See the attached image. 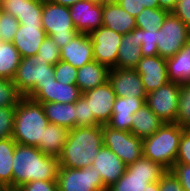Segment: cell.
Masks as SVG:
<instances>
[{"mask_svg":"<svg viewBox=\"0 0 190 191\" xmlns=\"http://www.w3.org/2000/svg\"><path fill=\"white\" fill-rule=\"evenodd\" d=\"M82 96V92L76 84H63L57 80L48 83H38L26 95L39 103H75Z\"/></svg>","mask_w":190,"mask_h":191,"instance_id":"obj_13","label":"cell"},{"mask_svg":"<svg viewBox=\"0 0 190 191\" xmlns=\"http://www.w3.org/2000/svg\"><path fill=\"white\" fill-rule=\"evenodd\" d=\"M159 7L168 12H172L178 2V0H158Z\"/></svg>","mask_w":190,"mask_h":191,"instance_id":"obj_48","label":"cell"},{"mask_svg":"<svg viewBox=\"0 0 190 191\" xmlns=\"http://www.w3.org/2000/svg\"><path fill=\"white\" fill-rule=\"evenodd\" d=\"M184 130L177 123H164L153 135L143 139V155L166 170H171Z\"/></svg>","mask_w":190,"mask_h":191,"instance_id":"obj_4","label":"cell"},{"mask_svg":"<svg viewBox=\"0 0 190 191\" xmlns=\"http://www.w3.org/2000/svg\"><path fill=\"white\" fill-rule=\"evenodd\" d=\"M100 173L103 184L108 188L123 175L127 165L104 145L96 155L92 165Z\"/></svg>","mask_w":190,"mask_h":191,"instance_id":"obj_18","label":"cell"},{"mask_svg":"<svg viewBox=\"0 0 190 191\" xmlns=\"http://www.w3.org/2000/svg\"><path fill=\"white\" fill-rule=\"evenodd\" d=\"M171 170L179 179L184 191H190V165L174 164Z\"/></svg>","mask_w":190,"mask_h":191,"instance_id":"obj_44","label":"cell"},{"mask_svg":"<svg viewBox=\"0 0 190 191\" xmlns=\"http://www.w3.org/2000/svg\"><path fill=\"white\" fill-rule=\"evenodd\" d=\"M103 145L102 125L75 127L68 132L59 167H90Z\"/></svg>","mask_w":190,"mask_h":191,"instance_id":"obj_1","label":"cell"},{"mask_svg":"<svg viewBox=\"0 0 190 191\" xmlns=\"http://www.w3.org/2000/svg\"><path fill=\"white\" fill-rule=\"evenodd\" d=\"M120 7L133 17H137L143 10L142 0H115Z\"/></svg>","mask_w":190,"mask_h":191,"instance_id":"obj_46","label":"cell"},{"mask_svg":"<svg viewBox=\"0 0 190 191\" xmlns=\"http://www.w3.org/2000/svg\"><path fill=\"white\" fill-rule=\"evenodd\" d=\"M77 70L70 63L60 60L54 65V77L63 84H76Z\"/></svg>","mask_w":190,"mask_h":191,"instance_id":"obj_38","label":"cell"},{"mask_svg":"<svg viewBox=\"0 0 190 191\" xmlns=\"http://www.w3.org/2000/svg\"><path fill=\"white\" fill-rule=\"evenodd\" d=\"M49 2L55 3V4H60L62 6H68L70 7L71 5H74L80 0H47Z\"/></svg>","mask_w":190,"mask_h":191,"instance_id":"obj_49","label":"cell"},{"mask_svg":"<svg viewBox=\"0 0 190 191\" xmlns=\"http://www.w3.org/2000/svg\"><path fill=\"white\" fill-rule=\"evenodd\" d=\"M20 23L17 18L1 10L0 12V36L3 42H12L18 31Z\"/></svg>","mask_w":190,"mask_h":191,"instance_id":"obj_37","label":"cell"},{"mask_svg":"<svg viewBox=\"0 0 190 191\" xmlns=\"http://www.w3.org/2000/svg\"><path fill=\"white\" fill-rule=\"evenodd\" d=\"M60 60L80 68L94 60L92 39L89 34L78 33L70 42L60 49Z\"/></svg>","mask_w":190,"mask_h":191,"instance_id":"obj_19","label":"cell"},{"mask_svg":"<svg viewBox=\"0 0 190 191\" xmlns=\"http://www.w3.org/2000/svg\"><path fill=\"white\" fill-rule=\"evenodd\" d=\"M159 191H184L172 170H166L159 180Z\"/></svg>","mask_w":190,"mask_h":191,"instance_id":"obj_42","label":"cell"},{"mask_svg":"<svg viewBox=\"0 0 190 191\" xmlns=\"http://www.w3.org/2000/svg\"><path fill=\"white\" fill-rule=\"evenodd\" d=\"M48 123L42 103L23 96L15 108L12 139L17 144L38 147Z\"/></svg>","mask_w":190,"mask_h":191,"instance_id":"obj_3","label":"cell"},{"mask_svg":"<svg viewBox=\"0 0 190 191\" xmlns=\"http://www.w3.org/2000/svg\"><path fill=\"white\" fill-rule=\"evenodd\" d=\"M144 8H160L158 0H142Z\"/></svg>","mask_w":190,"mask_h":191,"instance_id":"obj_50","label":"cell"},{"mask_svg":"<svg viewBox=\"0 0 190 191\" xmlns=\"http://www.w3.org/2000/svg\"><path fill=\"white\" fill-rule=\"evenodd\" d=\"M141 41L138 40L137 27L127 34L123 35L118 51L117 68L134 69L140 59Z\"/></svg>","mask_w":190,"mask_h":191,"instance_id":"obj_24","label":"cell"},{"mask_svg":"<svg viewBox=\"0 0 190 191\" xmlns=\"http://www.w3.org/2000/svg\"><path fill=\"white\" fill-rule=\"evenodd\" d=\"M109 71L107 66L93 60L78 68L76 85L82 93L101 86L108 81Z\"/></svg>","mask_w":190,"mask_h":191,"instance_id":"obj_23","label":"cell"},{"mask_svg":"<svg viewBox=\"0 0 190 191\" xmlns=\"http://www.w3.org/2000/svg\"><path fill=\"white\" fill-rule=\"evenodd\" d=\"M21 187L24 191H58L57 180H34Z\"/></svg>","mask_w":190,"mask_h":191,"instance_id":"obj_43","label":"cell"},{"mask_svg":"<svg viewBox=\"0 0 190 191\" xmlns=\"http://www.w3.org/2000/svg\"><path fill=\"white\" fill-rule=\"evenodd\" d=\"M1 191H24V190L21 186L9 185V186H3Z\"/></svg>","mask_w":190,"mask_h":191,"instance_id":"obj_51","label":"cell"},{"mask_svg":"<svg viewBox=\"0 0 190 191\" xmlns=\"http://www.w3.org/2000/svg\"><path fill=\"white\" fill-rule=\"evenodd\" d=\"M12 169L13 186L34 180H56L59 160L42 153L37 147L16 143Z\"/></svg>","mask_w":190,"mask_h":191,"instance_id":"obj_2","label":"cell"},{"mask_svg":"<svg viewBox=\"0 0 190 191\" xmlns=\"http://www.w3.org/2000/svg\"><path fill=\"white\" fill-rule=\"evenodd\" d=\"M69 8L72 21L79 33L90 34L102 26L103 2L82 0Z\"/></svg>","mask_w":190,"mask_h":191,"instance_id":"obj_14","label":"cell"},{"mask_svg":"<svg viewBox=\"0 0 190 191\" xmlns=\"http://www.w3.org/2000/svg\"><path fill=\"white\" fill-rule=\"evenodd\" d=\"M44 1L25 0L23 1L22 14L17 18L18 22L24 26L42 25V10Z\"/></svg>","mask_w":190,"mask_h":191,"instance_id":"obj_32","label":"cell"},{"mask_svg":"<svg viewBox=\"0 0 190 191\" xmlns=\"http://www.w3.org/2000/svg\"><path fill=\"white\" fill-rule=\"evenodd\" d=\"M166 64L169 82H190V39L176 55L166 59Z\"/></svg>","mask_w":190,"mask_h":191,"instance_id":"obj_25","label":"cell"},{"mask_svg":"<svg viewBox=\"0 0 190 191\" xmlns=\"http://www.w3.org/2000/svg\"><path fill=\"white\" fill-rule=\"evenodd\" d=\"M190 39V29L170 12L157 31L158 55L168 59L176 55Z\"/></svg>","mask_w":190,"mask_h":191,"instance_id":"obj_8","label":"cell"},{"mask_svg":"<svg viewBox=\"0 0 190 191\" xmlns=\"http://www.w3.org/2000/svg\"><path fill=\"white\" fill-rule=\"evenodd\" d=\"M3 186L4 185L0 182V191L2 190Z\"/></svg>","mask_w":190,"mask_h":191,"instance_id":"obj_54","label":"cell"},{"mask_svg":"<svg viewBox=\"0 0 190 191\" xmlns=\"http://www.w3.org/2000/svg\"><path fill=\"white\" fill-rule=\"evenodd\" d=\"M12 80L18 91L26 96L36 84L56 80L54 65L48 64L38 55L22 58Z\"/></svg>","mask_w":190,"mask_h":191,"instance_id":"obj_7","label":"cell"},{"mask_svg":"<svg viewBox=\"0 0 190 191\" xmlns=\"http://www.w3.org/2000/svg\"><path fill=\"white\" fill-rule=\"evenodd\" d=\"M36 55L40 56L48 64L55 65L60 61V48L50 36H47L40 45Z\"/></svg>","mask_w":190,"mask_h":191,"instance_id":"obj_39","label":"cell"},{"mask_svg":"<svg viewBox=\"0 0 190 191\" xmlns=\"http://www.w3.org/2000/svg\"><path fill=\"white\" fill-rule=\"evenodd\" d=\"M23 1L25 0H5L2 3V10L18 18L22 14Z\"/></svg>","mask_w":190,"mask_h":191,"instance_id":"obj_47","label":"cell"},{"mask_svg":"<svg viewBox=\"0 0 190 191\" xmlns=\"http://www.w3.org/2000/svg\"><path fill=\"white\" fill-rule=\"evenodd\" d=\"M47 37L42 25H19L18 31L12 40L22 58L35 56L39 47Z\"/></svg>","mask_w":190,"mask_h":191,"instance_id":"obj_21","label":"cell"},{"mask_svg":"<svg viewBox=\"0 0 190 191\" xmlns=\"http://www.w3.org/2000/svg\"><path fill=\"white\" fill-rule=\"evenodd\" d=\"M80 1H82V0H80ZM94 1H96V2H104V1H107V0H94Z\"/></svg>","mask_w":190,"mask_h":191,"instance_id":"obj_53","label":"cell"},{"mask_svg":"<svg viewBox=\"0 0 190 191\" xmlns=\"http://www.w3.org/2000/svg\"><path fill=\"white\" fill-rule=\"evenodd\" d=\"M21 55L12 42L0 43V78L13 79L21 62Z\"/></svg>","mask_w":190,"mask_h":191,"instance_id":"obj_29","label":"cell"},{"mask_svg":"<svg viewBox=\"0 0 190 191\" xmlns=\"http://www.w3.org/2000/svg\"><path fill=\"white\" fill-rule=\"evenodd\" d=\"M170 12L161 8H144L135 18L137 28L149 31L159 30Z\"/></svg>","mask_w":190,"mask_h":191,"instance_id":"obj_31","label":"cell"},{"mask_svg":"<svg viewBox=\"0 0 190 191\" xmlns=\"http://www.w3.org/2000/svg\"><path fill=\"white\" fill-rule=\"evenodd\" d=\"M102 135L104 146L115 153L126 165L134 163L143 155V139L131 132L102 125Z\"/></svg>","mask_w":190,"mask_h":191,"instance_id":"obj_9","label":"cell"},{"mask_svg":"<svg viewBox=\"0 0 190 191\" xmlns=\"http://www.w3.org/2000/svg\"><path fill=\"white\" fill-rule=\"evenodd\" d=\"M165 171L159 163L142 155L127 165L123 175L107 191H146L147 185L159 181Z\"/></svg>","mask_w":190,"mask_h":191,"instance_id":"obj_5","label":"cell"},{"mask_svg":"<svg viewBox=\"0 0 190 191\" xmlns=\"http://www.w3.org/2000/svg\"><path fill=\"white\" fill-rule=\"evenodd\" d=\"M134 69L141 76L147 94L169 82L166 59L159 55L142 57Z\"/></svg>","mask_w":190,"mask_h":191,"instance_id":"obj_17","label":"cell"},{"mask_svg":"<svg viewBox=\"0 0 190 191\" xmlns=\"http://www.w3.org/2000/svg\"><path fill=\"white\" fill-rule=\"evenodd\" d=\"M48 122L68 130L76 127L75 103H42Z\"/></svg>","mask_w":190,"mask_h":191,"instance_id":"obj_28","label":"cell"},{"mask_svg":"<svg viewBox=\"0 0 190 191\" xmlns=\"http://www.w3.org/2000/svg\"><path fill=\"white\" fill-rule=\"evenodd\" d=\"M102 26L121 35L132 32L136 26L135 17L127 13L115 0L103 2Z\"/></svg>","mask_w":190,"mask_h":191,"instance_id":"obj_22","label":"cell"},{"mask_svg":"<svg viewBox=\"0 0 190 191\" xmlns=\"http://www.w3.org/2000/svg\"><path fill=\"white\" fill-rule=\"evenodd\" d=\"M175 164L190 165V129L182 132Z\"/></svg>","mask_w":190,"mask_h":191,"instance_id":"obj_41","label":"cell"},{"mask_svg":"<svg viewBox=\"0 0 190 191\" xmlns=\"http://www.w3.org/2000/svg\"><path fill=\"white\" fill-rule=\"evenodd\" d=\"M146 191H159V181L148 184Z\"/></svg>","mask_w":190,"mask_h":191,"instance_id":"obj_52","label":"cell"},{"mask_svg":"<svg viewBox=\"0 0 190 191\" xmlns=\"http://www.w3.org/2000/svg\"><path fill=\"white\" fill-rule=\"evenodd\" d=\"M16 107H0V139L12 138Z\"/></svg>","mask_w":190,"mask_h":191,"instance_id":"obj_40","label":"cell"},{"mask_svg":"<svg viewBox=\"0 0 190 191\" xmlns=\"http://www.w3.org/2000/svg\"><path fill=\"white\" fill-rule=\"evenodd\" d=\"M75 116L76 127L100 125L90 114L89 102L83 96L75 102Z\"/></svg>","mask_w":190,"mask_h":191,"instance_id":"obj_36","label":"cell"},{"mask_svg":"<svg viewBox=\"0 0 190 191\" xmlns=\"http://www.w3.org/2000/svg\"><path fill=\"white\" fill-rule=\"evenodd\" d=\"M69 130L56 124L48 123L44 128L42 140L37 147L42 153L59 157L66 144Z\"/></svg>","mask_w":190,"mask_h":191,"instance_id":"obj_27","label":"cell"},{"mask_svg":"<svg viewBox=\"0 0 190 191\" xmlns=\"http://www.w3.org/2000/svg\"><path fill=\"white\" fill-rule=\"evenodd\" d=\"M157 31L158 30L146 31V30L137 28L138 40L141 41L142 57L158 55Z\"/></svg>","mask_w":190,"mask_h":191,"instance_id":"obj_35","label":"cell"},{"mask_svg":"<svg viewBox=\"0 0 190 191\" xmlns=\"http://www.w3.org/2000/svg\"><path fill=\"white\" fill-rule=\"evenodd\" d=\"M82 96L89 102L90 114L100 125H106L112 115L116 95L109 81L101 86L82 93Z\"/></svg>","mask_w":190,"mask_h":191,"instance_id":"obj_16","label":"cell"},{"mask_svg":"<svg viewBox=\"0 0 190 191\" xmlns=\"http://www.w3.org/2000/svg\"><path fill=\"white\" fill-rule=\"evenodd\" d=\"M176 123L184 129H190V82L180 84Z\"/></svg>","mask_w":190,"mask_h":191,"instance_id":"obj_33","label":"cell"},{"mask_svg":"<svg viewBox=\"0 0 190 191\" xmlns=\"http://www.w3.org/2000/svg\"><path fill=\"white\" fill-rule=\"evenodd\" d=\"M42 28L60 49L79 33L70 16V8L49 1H44Z\"/></svg>","mask_w":190,"mask_h":191,"instance_id":"obj_6","label":"cell"},{"mask_svg":"<svg viewBox=\"0 0 190 191\" xmlns=\"http://www.w3.org/2000/svg\"><path fill=\"white\" fill-rule=\"evenodd\" d=\"M56 180L58 191H107L100 173L93 166L81 169L59 167Z\"/></svg>","mask_w":190,"mask_h":191,"instance_id":"obj_10","label":"cell"},{"mask_svg":"<svg viewBox=\"0 0 190 191\" xmlns=\"http://www.w3.org/2000/svg\"><path fill=\"white\" fill-rule=\"evenodd\" d=\"M22 97L12 79L0 78V107H16Z\"/></svg>","mask_w":190,"mask_h":191,"instance_id":"obj_34","label":"cell"},{"mask_svg":"<svg viewBox=\"0 0 190 191\" xmlns=\"http://www.w3.org/2000/svg\"><path fill=\"white\" fill-rule=\"evenodd\" d=\"M172 13L190 29V0H178Z\"/></svg>","mask_w":190,"mask_h":191,"instance_id":"obj_45","label":"cell"},{"mask_svg":"<svg viewBox=\"0 0 190 191\" xmlns=\"http://www.w3.org/2000/svg\"><path fill=\"white\" fill-rule=\"evenodd\" d=\"M89 36L92 39L94 60L109 69L117 68L118 51L123 35L101 26L93 30Z\"/></svg>","mask_w":190,"mask_h":191,"instance_id":"obj_12","label":"cell"},{"mask_svg":"<svg viewBox=\"0 0 190 191\" xmlns=\"http://www.w3.org/2000/svg\"><path fill=\"white\" fill-rule=\"evenodd\" d=\"M164 123L145 104L133 114L131 133L144 139L153 135Z\"/></svg>","mask_w":190,"mask_h":191,"instance_id":"obj_26","label":"cell"},{"mask_svg":"<svg viewBox=\"0 0 190 191\" xmlns=\"http://www.w3.org/2000/svg\"><path fill=\"white\" fill-rule=\"evenodd\" d=\"M180 84L168 82L147 94L145 104L165 123H176Z\"/></svg>","mask_w":190,"mask_h":191,"instance_id":"obj_11","label":"cell"},{"mask_svg":"<svg viewBox=\"0 0 190 191\" xmlns=\"http://www.w3.org/2000/svg\"><path fill=\"white\" fill-rule=\"evenodd\" d=\"M16 142L12 138L0 139V182L13 185V156Z\"/></svg>","mask_w":190,"mask_h":191,"instance_id":"obj_30","label":"cell"},{"mask_svg":"<svg viewBox=\"0 0 190 191\" xmlns=\"http://www.w3.org/2000/svg\"><path fill=\"white\" fill-rule=\"evenodd\" d=\"M108 81L116 97H137L146 99L141 76L132 68H112L109 71Z\"/></svg>","mask_w":190,"mask_h":191,"instance_id":"obj_15","label":"cell"},{"mask_svg":"<svg viewBox=\"0 0 190 191\" xmlns=\"http://www.w3.org/2000/svg\"><path fill=\"white\" fill-rule=\"evenodd\" d=\"M146 99L137 97H116L107 126L120 131L131 132L133 114L145 105Z\"/></svg>","mask_w":190,"mask_h":191,"instance_id":"obj_20","label":"cell"}]
</instances>
